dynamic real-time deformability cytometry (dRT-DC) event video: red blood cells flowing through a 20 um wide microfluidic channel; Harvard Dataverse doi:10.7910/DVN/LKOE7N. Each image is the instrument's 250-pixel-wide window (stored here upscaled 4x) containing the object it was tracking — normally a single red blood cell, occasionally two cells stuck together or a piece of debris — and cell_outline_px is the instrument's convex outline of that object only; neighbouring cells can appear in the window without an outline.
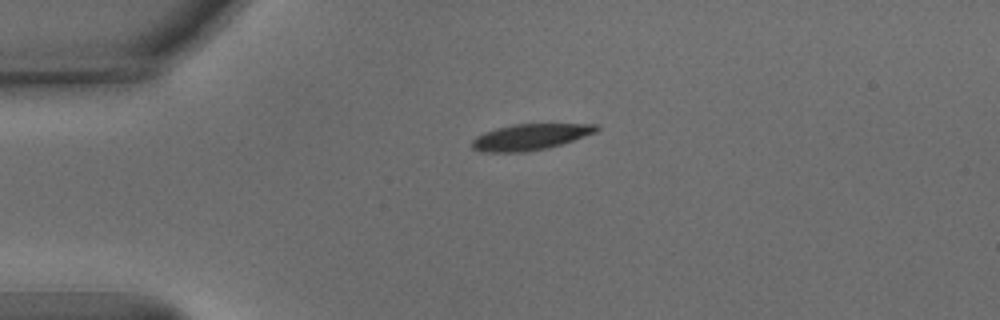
{"species": "common noctule bat (a hibernating species)", "species_latin": "Nyctalus noctula", "temperature_condition": "warm", "stored_images_in_passage": 41, "camera_frame_rate_fps": 3000, "um_per_image_px": 0.085, "animal": {"sex": "male", "body_mass_g": 15.6}, "frame": {"image": 1, "passage_image": 1, "time_ms": 0.0, "image_size_px": [1000, 320], "cell_outline_px": [[600, 128], [596, 132], [548, 148], [528, 152], [480, 152], [472, 148], [472, 140], [476, 136], [484, 132], [496, 128], [512, 124], [600, 124]], "centroid_in_image_um": [45.04, 11.64], "position_along_channel_um": 40.0, "area_um2": 18.96}}
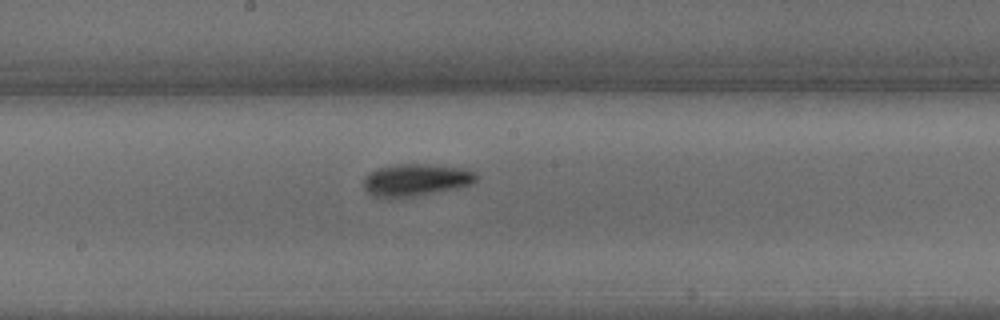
{"frame": {"image": 2, "passage_image": 17, "time_ms": 5.333, "image_size_px": [1000, 320], "cell_outline_px": [[480, 176], [472, 184], [456, 188], [412, 196], [372, 196], [364, 188], [364, 176], [368, 172], [376, 168], [396, 164], [424, 164], [464, 168], [476, 172]], "centroid_in_image_um": [35.37, 15.26], "position_along_channel_um": 212.8, "area_um2": 20.92}}
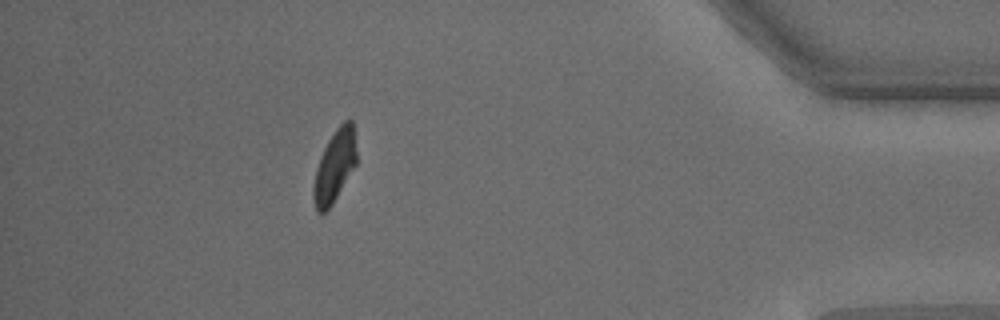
{"frame": {"image": 3, "passage_image": 36, "time_ms": 11.667, "image_size_px": [1000, 320], "cell_outline_px": [[356, 164], [332, 204], [324, 212], [316, 212], [312, 196], [312, 188], [316, 168], [320, 156], [328, 140], [336, 128], [344, 120], [352, 120], [356, 152]], "centroid_in_image_um": [28.41, 14.13], "position_along_channel_um": 406.8, "area_um2": 17.92}, "authors_computed_cell_mechanics": {"area_um2": 19.5364, "velocity_mm_per_s": 3.812, "shape_relaxation_time_tau1_ms": 2.4064, "shape_relaxation_time_tau2_ms": 5.1356, "deformation_change_tau1": 0.1501, "deformation_change_tau2": 0.1023}}